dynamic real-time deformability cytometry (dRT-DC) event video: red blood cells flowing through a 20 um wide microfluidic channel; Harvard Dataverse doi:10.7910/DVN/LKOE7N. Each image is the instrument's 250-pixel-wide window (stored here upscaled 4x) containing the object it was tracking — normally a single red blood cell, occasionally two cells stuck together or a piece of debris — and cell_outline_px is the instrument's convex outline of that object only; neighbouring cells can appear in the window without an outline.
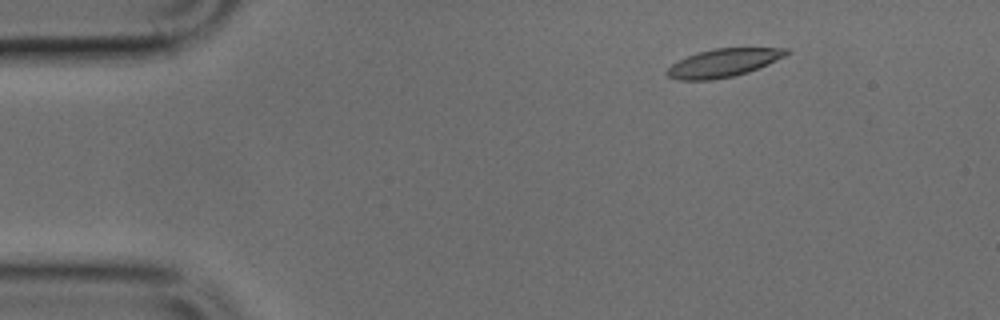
{"species": "common noctule bat (a hibernating species)", "species_latin": "Nyctalus noctula", "temperature_condition": "cold", "stored_images_in_passage": 3, "camera_frame_rate_fps": 3000, "um_per_image_px": 0.085, "animal": {"sex": "male", "body_mass_g": 17.9, "forearm_length_mm": 54.2}, "frame": {"image": 1, "passage_image": 1, "time_ms": 0.0, "image_size_px": [1000, 320], "cell_outline_px": [[792, 52], [768, 64], [748, 72], [736, 76], [712, 80], [676, 80], [668, 76], [664, 72], [672, 64], [696, 52], [716, 48], [792, 48]], "centroid_in_image_um": [61.5, 5.35], "position_along_channel_um": 23.5, "area_um2": 19.71}}
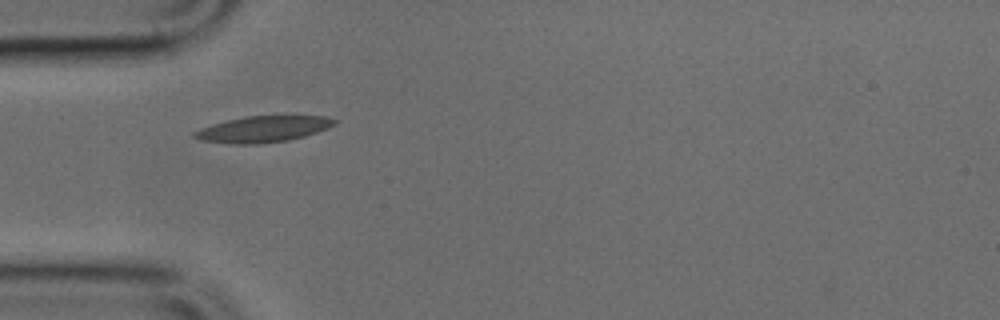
{"frame": {"image": 2, "passage_image": 3, "time_ms": 0.667, "image_size_px": [1000, 320], "cell_outline_px": [[336, 124], [328, 128], [304, 136], [288, 140], [260, 144], [232, 144], [200, 140], [192, 136], [192, 132], [200, 128], [212, 124], [244, 116], [324, 116], [336, 120]], "centroid_in_image_um": [22.32, 10.98], "position_along_channel_um": 62.7, "area_um2": 21.33}}